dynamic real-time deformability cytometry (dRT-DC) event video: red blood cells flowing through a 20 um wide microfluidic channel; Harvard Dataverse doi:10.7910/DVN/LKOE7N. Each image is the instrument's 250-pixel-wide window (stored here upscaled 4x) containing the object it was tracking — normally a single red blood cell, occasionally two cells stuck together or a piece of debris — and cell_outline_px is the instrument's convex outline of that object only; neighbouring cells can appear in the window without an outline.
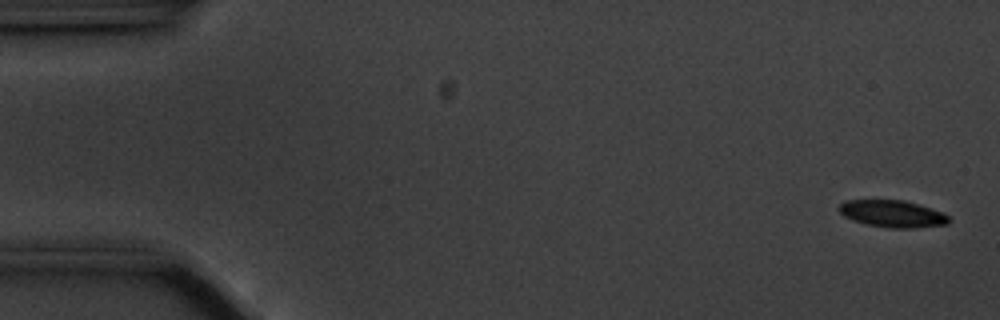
{"species": "common noctule bat (a hibernating species)", "species_latin": "Nyctalus noctula", "temperature_condition": "cold", "stored_images_in_passage": 57, "camera_frame_rate_fps": 3000, "um_per_image_px": 0.085, "animal": {"sex": "male", "body_mass_g": 20.1, "forearm_length_mm": 53.5}, "frame": {"image": 1, "passage_image": 2, "time_ms": 0.333, "image_size_px": [1000, 320], "cell_outline_px": [[948, 224], [916, 228], [888, 228], [868, 224], [852, 220], [844, 216], [836, 208], [840, 204], [848, 200], [904, 200], [932, 208], [948, 216]], "centroid_in_image_um": [75.84, 18.17], "position_along_channel_um": 9.2, "area_um2": 17.22}}
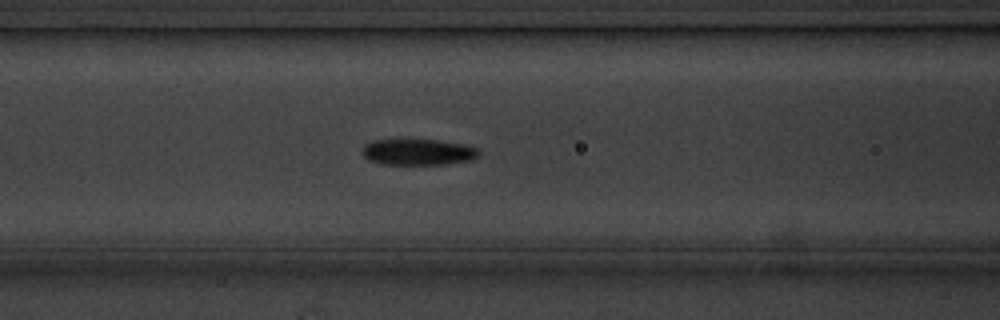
{"frame": {"image": 2, "passage_image": 23, "time_ms": 7.333, "image_size_px": [1000, 320], "cell_outline_px": [[480, 156], [472, 160], [444, 164], [380, 164], [368, 160], [364, 156], [364, 144], [376, 140], [436, 140], [460, 144], [476, 148], [480, 152]], "centroid_in_image_um": [35.55, 12.93], "position_along_channel_um": 131.1, "area_um2": 17.51}}
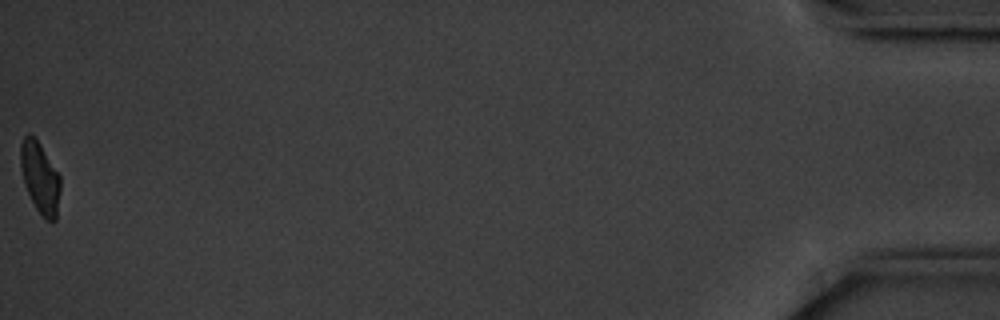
{"frame": {"image": 3, "passage_image": 57, "time_ms": 18.667, "image_size_px": [1000, 320], "cell_outline_px": [[60, 192], [56, 220], [48, 220], [36, 208], [24, 184], [20, 168], [20, 144], [24, 136], [28, 132], [40, 144], [60, 176]], "centroid_in_image_um": [3.39, 15.07], "position_along_channel_um": 431.8, "area_um2": 16.3}, "authors_computed_cell_mechanics": {"area_um2": 17.7446, "velocity_mm_per_s": 3.5293, "shape_relaxation_time_tau1_ms": 2.2563, "shape_relaxation_time_tau2_ms": 3.069, "deformation_change_tau1": 0.1035, "deformation_change_tau2": 0.0751}}